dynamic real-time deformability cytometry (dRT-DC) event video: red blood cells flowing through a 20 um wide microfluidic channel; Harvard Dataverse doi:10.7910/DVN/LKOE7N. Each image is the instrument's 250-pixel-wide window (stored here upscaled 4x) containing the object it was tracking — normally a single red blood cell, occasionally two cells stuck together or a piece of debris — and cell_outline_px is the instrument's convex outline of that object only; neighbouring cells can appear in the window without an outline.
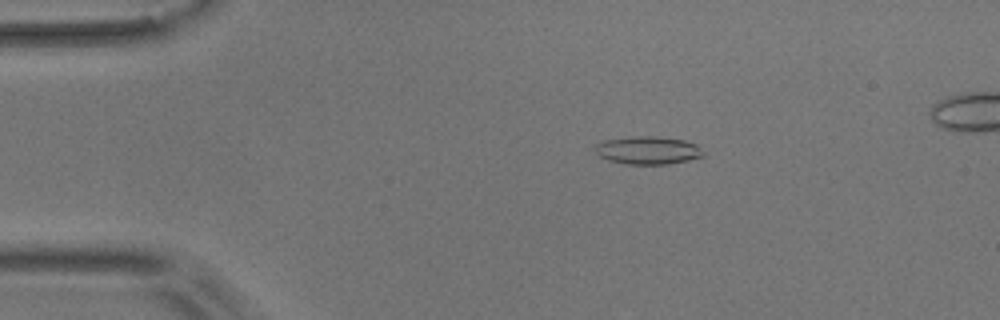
{"species": "common noctule bat (a hibernating species)", "species_latin": "Nyctalus noctula", "temperature_condition": "room temperature", "stored_images_in_passage": 4, "camera_frame_rate_fps": 3000, "um_per_image_px": 0.085, "animal": {"sex": "male", "body_mass_g": 17.9}, "frame": {"image": 1, "passage_image": 1, "time_ms": 0.0, "image_size_px": [1000, 320], "cell_outline_px": [[704, 156], [688, 160], [664, 164], [624, 164], [608, 160], [600, 156], [596, 152], [596, 144], [604, 140], [632, 136], [656, 136], [684, 140], [696, 144], [704, 152]], "centroid_in_image_um": [55.07, 12.77], "position_along_channel_um": 29.9, "area_um2": 17.57}}